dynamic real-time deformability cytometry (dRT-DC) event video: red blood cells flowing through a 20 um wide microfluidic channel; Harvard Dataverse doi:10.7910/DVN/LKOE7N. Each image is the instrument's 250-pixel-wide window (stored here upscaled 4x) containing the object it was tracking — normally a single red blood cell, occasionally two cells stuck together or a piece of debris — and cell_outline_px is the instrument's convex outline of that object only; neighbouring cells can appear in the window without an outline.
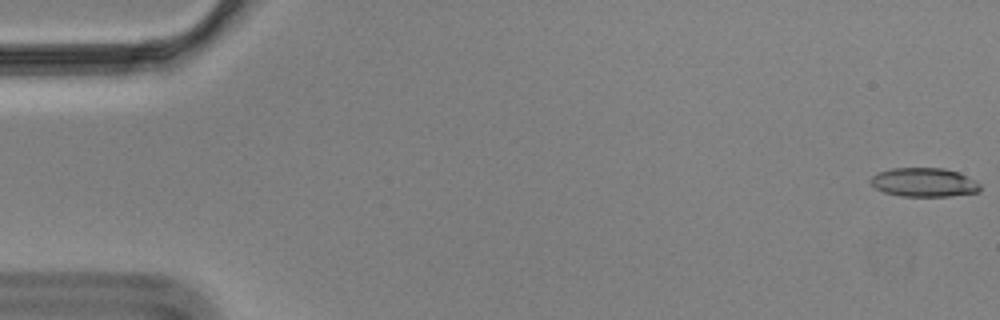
{"species": "Egyptian fruit bat (a non-hibernating species)", "species_latin": "Rousettus aegyptiacus", "temperature_condition": "cold", "stored_images_in_passage": 57, "camera_frame_rate_fps": 3000, "um_per_image_px": 0.085, "animal": {"sex": "male"}, "frame": {"image": 1, "passage_image": 1, "time_ms": 0.0, "image_size_px": [1000, 320], "cell_outline_px": [[980, 192], [948, 196], [900, 196], [884, 192], [876, 188], [868, 180], [876, 172], [892, 168], [944, 168], [956, 172], [976, 180], [980, 184]], "centroid_in_image_um": [78.52, 15.5], "position_along_channel_um": 6.5, "area_um2": 18.5}}
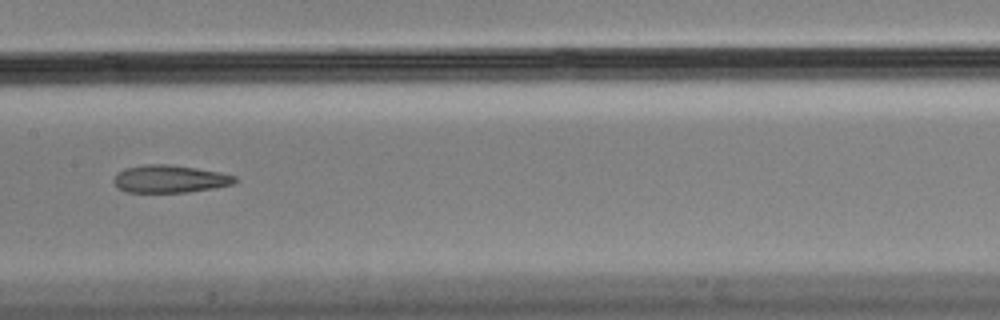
{"frame": {"image": 2, "passage_image": 29, "time_ms": 9.333, "image_size_px": [1000, 320], "cell_outline_px": [[236, 180], [232, 184], [212, 188], [188, 192], [128, 192], [120, 188], [112, 180], [124, 168], [148, 164], [168, 164], [196, 168], [220, 172], [236, 176]], "centroid_in_image_um": [14.44, 15.2], "position_along_channel_um": 193.0, "area_um2": 19.19}}
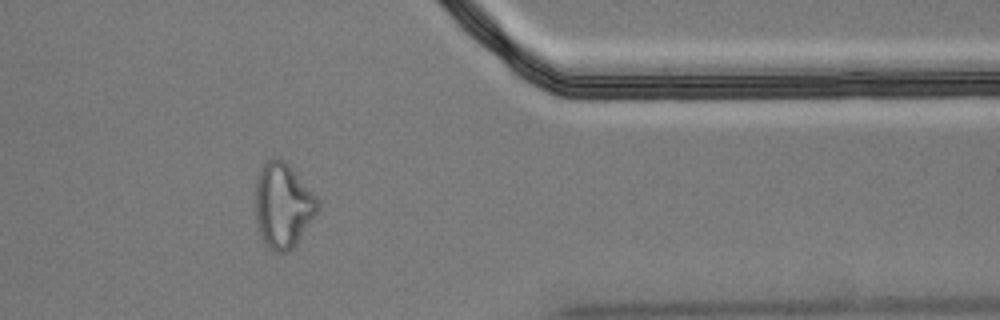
{"frame": {"image": 3, "passage_image": 47, "time_ms": 15.333, "image_size_px": [1000, 320], "cell_outline_px": [[320, 208], [296, 244], [292, 248], [284, 252], [276, 252], [268, 248], [264, 244], [256, 220], [256, 176], [260, 168], [272, 156], [284, 160], [316, 196]], "centroid_in_image_um": [24.03, 17.45], "position_along_channel_um": 387.4, "area_um2": 30.58}, "authors_computed_cell_mechanics": {"area_um2": 20.23, "velocity_mm_per_s": 3.516, "shape_relaxation_time_tau1_ms": null, "shape_relaxation_time_tau2_ms": 5.1723, "deformation_change_tau1": null, "deformation_change_tau2": 0.1567}}